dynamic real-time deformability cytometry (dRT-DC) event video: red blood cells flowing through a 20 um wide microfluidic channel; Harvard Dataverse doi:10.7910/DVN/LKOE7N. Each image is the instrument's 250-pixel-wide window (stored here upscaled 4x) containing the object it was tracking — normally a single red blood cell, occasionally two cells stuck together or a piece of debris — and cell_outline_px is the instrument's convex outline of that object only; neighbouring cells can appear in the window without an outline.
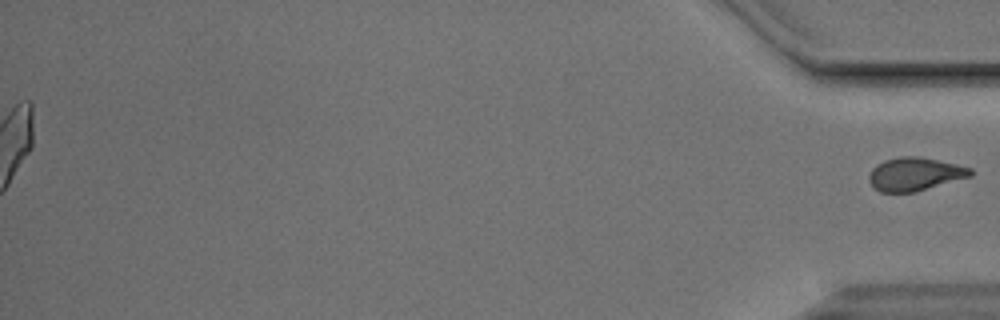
{"species": "Egyptian fruit bat (a non-hibernating species)", "species_latin": "Rousettus aegyptiacus", "temperature_condition": "cold", "stored_images_in_passage": 55, "segment_of_instrument_passage": [2, 2], "camera_frame_rate_fps": 3000, "um_per_image_px": 0.085, "animal": {"sex": "male"}, "frame": {"image": 1, "passage_image": 55, "time_ms": 18.0, "image_size_px": [1000, 320], "cell_outline_px": [[972, 176], [912, 192], [880, 192], [868, 180], [868, 176], [872, 168], [876, 164], [884, 160], [900, 156], [920, 156], [956, 164], [972, 168]], "centroid_in_image_um": [77.74, 14.78], "position_along_channel_um": 357.5, "area_um2": 19.54}}